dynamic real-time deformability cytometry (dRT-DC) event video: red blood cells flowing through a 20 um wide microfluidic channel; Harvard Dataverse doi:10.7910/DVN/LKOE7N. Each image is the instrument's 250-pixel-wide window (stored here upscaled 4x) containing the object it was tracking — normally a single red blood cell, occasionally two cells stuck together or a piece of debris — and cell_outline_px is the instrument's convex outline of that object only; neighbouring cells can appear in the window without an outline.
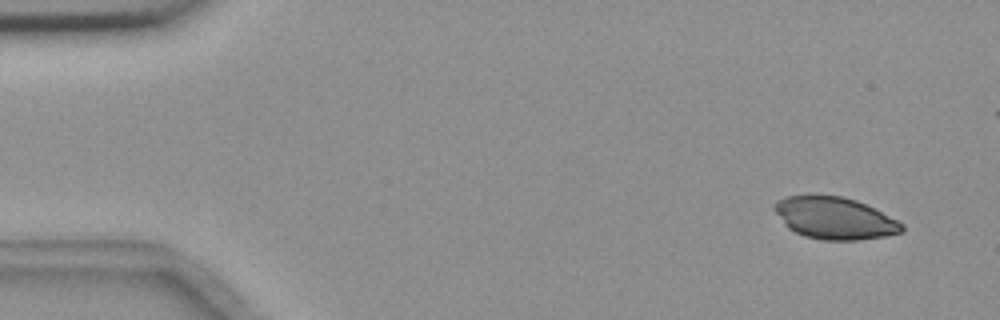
{"species": "common noctule bat (a hibernating species)", "species_latin": "Nyctalus noctula", "temperature_condition": "room temperature", "stored_images_in_passage": 3, "camera_frame_rate_fps": 3000, "um_per_image_px": 0.085, "animal": {"sex": "female", "body_mass_g": 18.4}, "frame": {"image": 1, "passage_image": 3, "time_ms": 0.667, "image_size_px": [1000, 320], "cell_outline_px": [[900, 228], [892, 232], [868, 236], [816, 236], [804, 232], [840, 200], [848, 200], [860, 204], [876, 212]], "centroid_in_image_um": [72.33, 18.85], "position_along_channel_um": 12.7, "area_um2": 15.37}}